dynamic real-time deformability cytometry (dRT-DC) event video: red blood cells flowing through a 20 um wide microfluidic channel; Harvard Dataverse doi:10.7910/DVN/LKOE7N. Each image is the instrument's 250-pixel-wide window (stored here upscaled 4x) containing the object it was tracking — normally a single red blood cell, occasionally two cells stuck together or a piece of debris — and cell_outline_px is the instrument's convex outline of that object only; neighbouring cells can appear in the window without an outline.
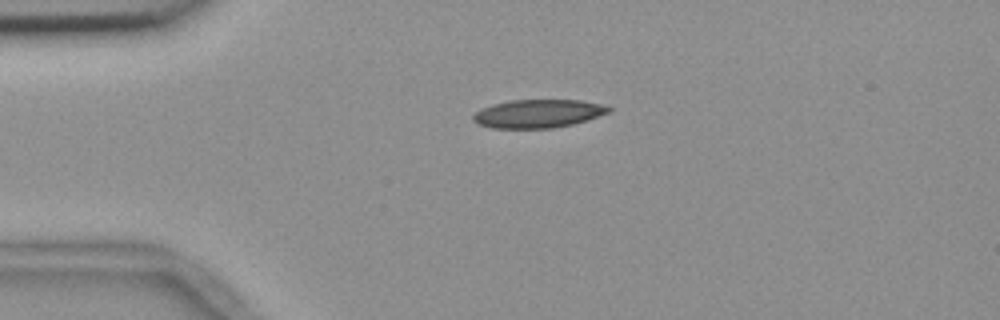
{"species": "common noctule bat (a hibernating species)", "species_latin": "Nyctalus noctula", "temperature_condition": "room temperature", "stored_images_in_passage": 43, "camera_frame_rate_fps": 3000, "um_per_image_px": 0.085, "animal": {"sex": "female", "body_mass_g": 18.4}, "frame": {"image": 1, "passage_image": 1, "time_ms": 0.0, "image_size_px": [1000, 320], "cell_outline_px": [[612, 112], [572, 124], [552, 128], [492, 128], [476, 124], [472, 120], [472, 116], [480, 108], [492, 104], [512, 100], [580, 100], [600, 104], [612, 108]], "centroid_in_image_um": [45.7, 9.66], "position_along_channel_um": 39.3, "area_um2": 22.43}}
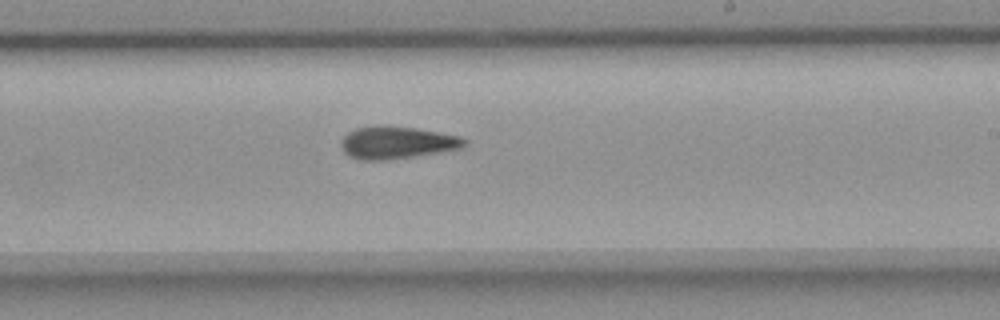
{"frame": {"image": 2, "passage_image": 21, "time_ms": 6.667, "image_size_px": [1000, 320], "cell_outline_px": [[468, 144], [464, 148], [412, 156], [384, 160], [360, 160], [348, 156], [340, 148], [340, 144], [344, 136], [348, 132], [356, 128], [416, 128], [440, 132], [460, 136], [468, 140]], "centroid_in_image_um": [33.78, 12.16], "position_along_channel_um": 255.2, "area_um2": 22.72}}
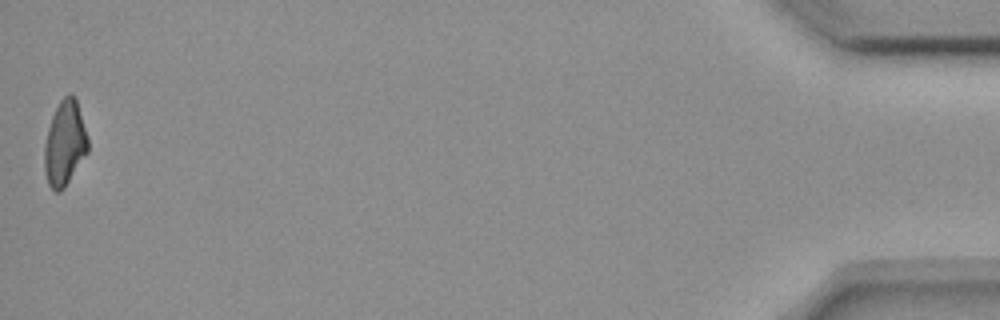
{"frame": {"image": 3, "passage_image": 43, "time_ms": 14.0, "image_size_px": [1000, 320], "cell_outline_px": [[88, 152], [64, 188], [60, 192], [56, 192], [48, 184], [44, 168], [44, 144], [48, 128], [52, 116], [60, 100], [68, 92], [72, 92], [76, 96], [88, 136]], "centroid_in_image_um": [5.51, 12.14], "position_along_channel_um": 429.7, "area_um2": 21.79}, "authors_computed_cell_mechanics": {"area_um2": 22.7154, "velocity_mm_per_s": 3.6822, "shape_relaxation_time_tau1_ms": null, "shape_relaxation_time_tau2_ms": 9.6719, "deformation_change_tau1": null, "deformation_change_tau2": 0.1971}}